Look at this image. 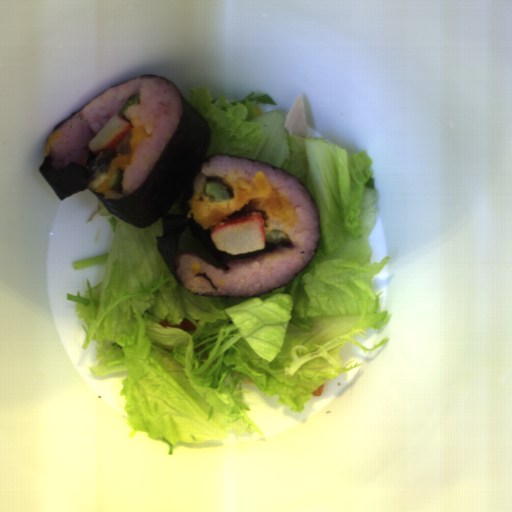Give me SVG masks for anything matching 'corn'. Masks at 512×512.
I'll return each instance as SVG.
<instances>
[{
	"label": "corn",
	"mask_w": 512,
	"mask_h": 512,
	"mask_svg": "<svg viewBox=\"0 0 512 512\" xmlns=\"http://www.w3.org/2000/svg\"><path fill=\"white\" fill-rule=\"evenodd\" d=\"M258 115H263V110L260 109L258 106H254V108H253V117L254 116H258Z\"/></svg>",
	"instance_id": "1"
}]
</instances>
